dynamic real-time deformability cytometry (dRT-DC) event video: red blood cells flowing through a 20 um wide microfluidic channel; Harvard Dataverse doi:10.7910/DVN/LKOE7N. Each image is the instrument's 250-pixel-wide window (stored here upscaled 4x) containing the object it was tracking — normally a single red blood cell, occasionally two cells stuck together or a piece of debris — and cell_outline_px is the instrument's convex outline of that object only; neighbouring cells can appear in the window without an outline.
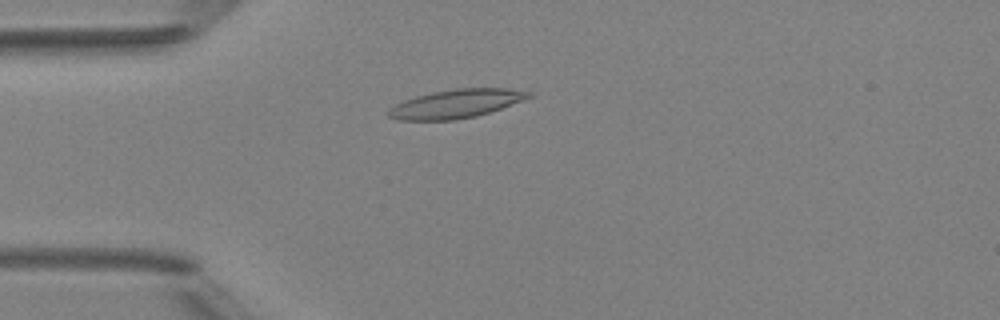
{"species": "Egyptian fruit bat (a non-hibernating species)", "species_latin": "Rousettus aegyptiacus", "temperature_condition": "room temperature", "stored_images_in_passage": 37, "camera_frame_rate_fps": 3000, "um_per_image_px": 0.085, "animal": {"sex": "female"}, "frame": {"image": 1, "passage_image": 1, "time_ms": 0.0, "image_size_px": [1000, 320], "cell_outline_px": [[532, 96], [524, 100], [476, 116], [452, 120], [400, 120], [388, 116], [388, 108], [404, 100], [416, 96], [432, 92], [456, 88], [508, 88], [532, 92]], "centroid_in_image_um": [38.76, 8.81], "position_along_channel_um": 46.2, "area_um2": 23.24}}
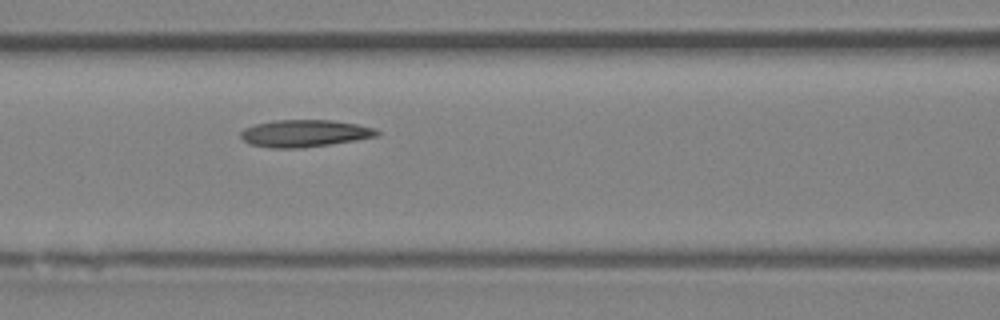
{"frame": {"image": 2, "passage_image": 9, "time_ms": 2.667, "image_size_px": [1000, 320], "cell_outline_px": [[380, 132], [376, 136], [356, 140], [304, 148], [268, 148], [248, 144], [240, 136], [240, 132], [244, 128], [256, 124], [272, 120], [332, 120], [356, 124], [376, 128]], "centroid_in_image_um": [25.86, 11.34], "position_along_channel_um": 140.7, "area_um2": 21.68}}
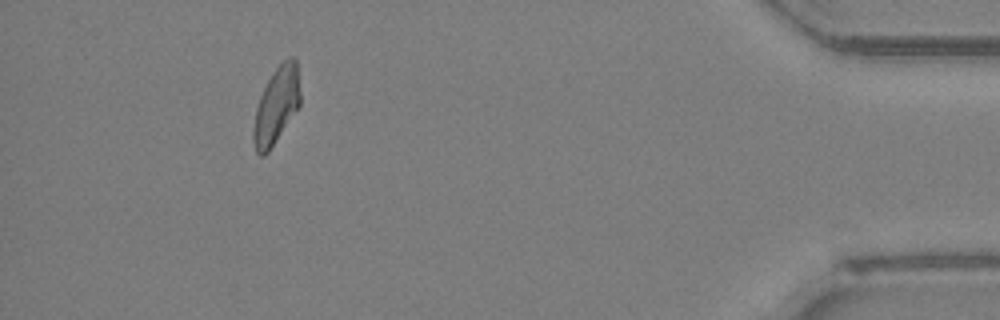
{"frame": {"image": 3, "passage_image": 33, "time_ms": 10.667, "image_size_px": [1000, 320], "cell_outline_px": [[300, 104], [268, 152], [264, 156], [260, 156], [256, 152], [252, 140], [252, 132], [256, 108], [260, 96], [272, 72], [288, 56], [296, 56], [300, 92]], "centroid_in_image_um": [23.48, 8.95], "position_along_channel_um": 411.7, "area_um2": 20.75}, "authors_computed_cell_mechanics": {"area_um2": 21.0392, "velocity_mm_per_s": 4.1613, "shape_relaxation_time_tau1_ms": 10.4189, "shape_relaxation_time_tau2_ms": 3.2789, "deformation_change_tau1": 0.258, "deformation_change_tau2": 0.1214}}